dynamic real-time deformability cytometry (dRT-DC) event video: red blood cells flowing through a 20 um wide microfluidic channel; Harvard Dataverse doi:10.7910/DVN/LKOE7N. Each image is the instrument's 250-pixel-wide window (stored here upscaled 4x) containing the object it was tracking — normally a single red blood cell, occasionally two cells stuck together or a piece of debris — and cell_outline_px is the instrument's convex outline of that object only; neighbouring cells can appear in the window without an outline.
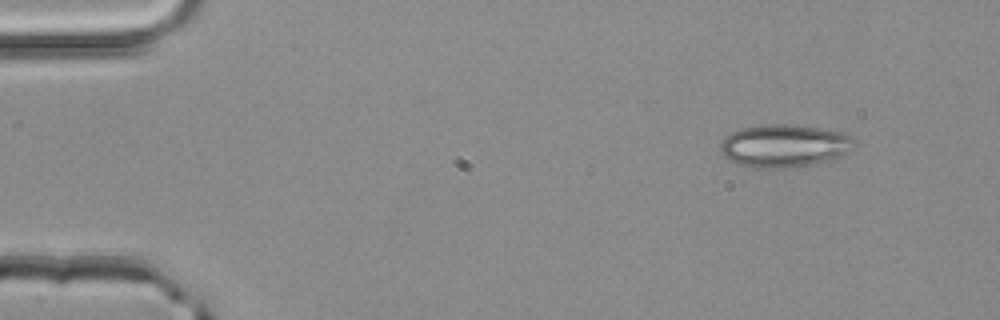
{"species": "common noctule bat (a hibernating species)", "species_latin": "Nyctalus noctula", "temperature_condition": "room temperature", "stored_images_in_passage": 3, "camera_frame_rate_fps": 3000, "um_per_image_px": 0.085, "animal": {"sex": "male", "body_mass_g": 20.4}, "frame": {"image": 1, "passage_image": 1, "time_ms": 0.0, "image_size_px": [1000, 320], "cell_outline_px": [[856, 140], [840, 156], [832, 160], [792, 168], [756, 168], [736, 164], [728, 160], [720, 152], [720, 144], [724, 136], [740, 128], [764, 124], [792, 124], [820, 128], [840, 132], [852, 136]], "centroid_in_image_um": [66.59, 12.39], "position_along_channel_um": 18.4, "area_um2": 33.58}}